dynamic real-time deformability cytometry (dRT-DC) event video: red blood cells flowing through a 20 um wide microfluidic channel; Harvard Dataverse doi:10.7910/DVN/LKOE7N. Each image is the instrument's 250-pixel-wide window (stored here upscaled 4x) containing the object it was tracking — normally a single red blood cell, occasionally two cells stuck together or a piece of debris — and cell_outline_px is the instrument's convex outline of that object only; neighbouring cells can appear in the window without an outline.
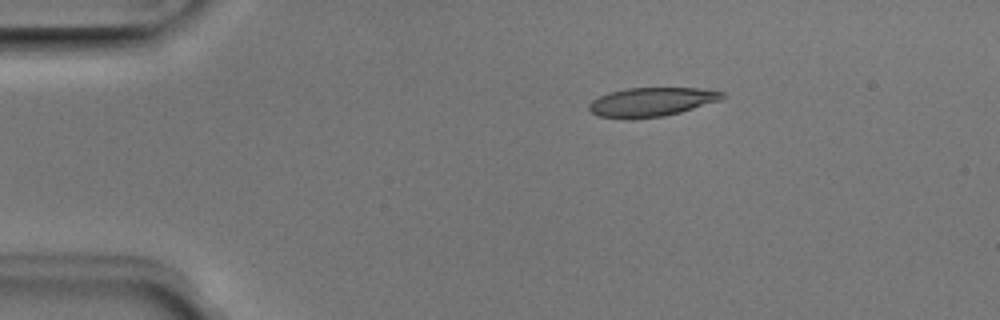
{"species": "Egyptian fruit bat (a non-hibernating species)", "species_latin": "Rousettus aegyptiacus", "temperature_condition": "room temperature", "stored_images_in_passage": 42, "camera_frame_rate_fps": 3000, "um_per_image_px": 0.085, "animal": {"sex": "male"}, "frame": {"image": 1, "passage_image": 1, "time_ms": 0.0, "image_size_px": [1000, 320], "cell_outline_px": [[728, 96], [720, 100], [680, 112], [664, 116], [632, 120], [628, 120], [600, 116], [592, 112], [588, 108], [588, 104], [592, 100], [608, 92], [624, 88], [696, 88], [724, 92]], "centroid_in_image_um": [55.35, 8.67], "position_along_channel_um": 29.6, "area_um2": 22.72}}
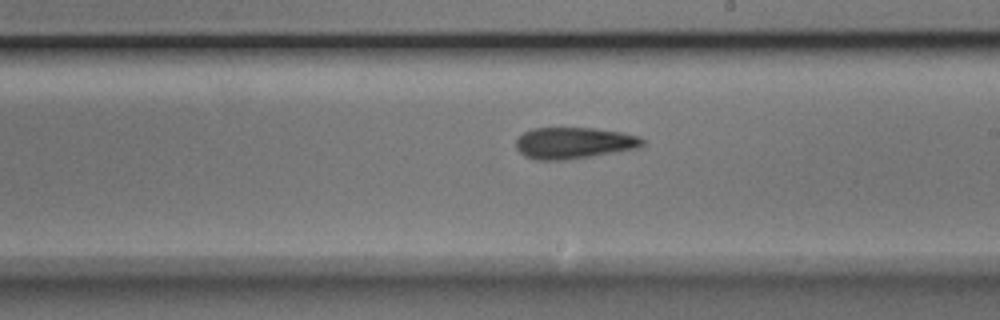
{"frame": {"image": 2, "passage_image": 21, "time_ms": 6.667, "image_size_px": [1000, 320], "cell_outline_px": [[644, 144], [640, 148], [568, 160], [532, 160], [524, 156], [516, 148], [516, 140], [524, 132], [532, 128], [592, 128], [620, 132], [640, 136], [644, 140]], "centroid_in_image_um": [48.78, 12.16], "position_along_channel_um": 240.2, "area_um2": 23.35}}
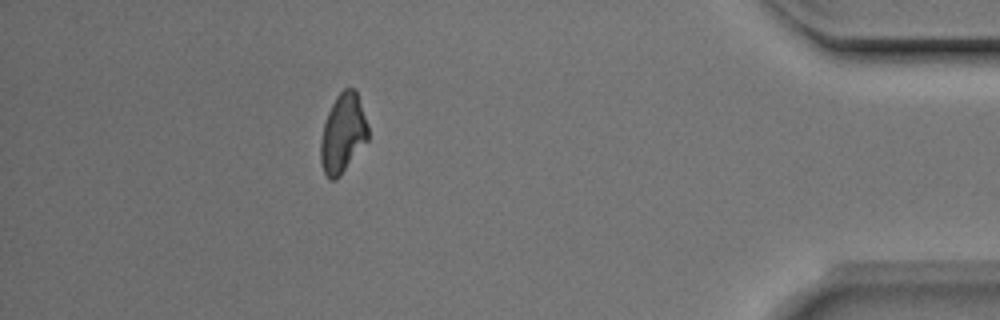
{"frame": {"image": 3, "passage_image": 37, "time_ms": 12.0, "image_size_px": [1000, 320], "cell_outline_px": [[368, 140], [340, 176], [336, 180], [328, 180], [324, 172], [320, 160], [320, 140], [324, 124], [328, 112], [336, 96], [344, 88], [356, 88], [368, 124]], "centroid_in_image_um": [29.15, 11.34], "position_along_channel_um": 406.1, "area_um2": 22.02}, "authors_computed_cell_mechanics": {"area_um2": 22.6576, "velocity_mm_per_s": 4.0074, "shape_relaxation_time_tau1_ms": 7.7287, "shape_relaxation_time_tau2_ms": 6.263, "deformation_change_tau1": 0.1867, "deformation_change_tau2": 0.1697}}